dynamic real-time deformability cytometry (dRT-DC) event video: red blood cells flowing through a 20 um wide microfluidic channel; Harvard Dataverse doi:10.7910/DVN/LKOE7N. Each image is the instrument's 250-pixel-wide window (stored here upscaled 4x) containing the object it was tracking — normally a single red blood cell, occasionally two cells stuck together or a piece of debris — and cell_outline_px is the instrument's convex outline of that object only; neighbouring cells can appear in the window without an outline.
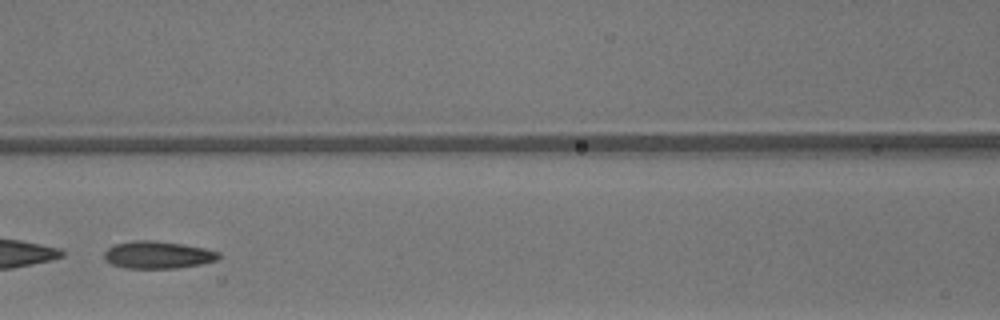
{"species": "common noctule bat (a hibernating species)", "species_latin": "Nyctalus noctula", "temperature_condition": "warm", "stored_images_in_passage": 39, "camera_frame_rate_fps": 3000, "um_per_image_px": 0.085, "animal": {"sex": "male", "body_mass_g": 13.3}, "frame": {"image": 1, "passage_image": 23, "time_ms": 7.333, "image_size_px": [1000, 320], "cell_outline_px": [[220, 256], [216, 260], [200, 264], [176, 268], [124, 268], [112, 264], [104, 260], [104, 252], [108, 248], [116, 244], [136, 240], [152, 240], [184, 244], [204, 248], [220, 252]], "centroid_in_image_um": [13.4, 21.66], "position_along_channel_um": 153.2, "area_um2": 18.21}, "authors_computed_cell_mechanics": {"area_um2": 19.074, "velocity_mm_per_s": 4.2421, "shape_relaxation_time_tau1_ms": null, "shape_relaxation_time_tau2_ms": 2.5226, "deformation_change_tau1": null, "deformation_change_tau2": 0.1156}}